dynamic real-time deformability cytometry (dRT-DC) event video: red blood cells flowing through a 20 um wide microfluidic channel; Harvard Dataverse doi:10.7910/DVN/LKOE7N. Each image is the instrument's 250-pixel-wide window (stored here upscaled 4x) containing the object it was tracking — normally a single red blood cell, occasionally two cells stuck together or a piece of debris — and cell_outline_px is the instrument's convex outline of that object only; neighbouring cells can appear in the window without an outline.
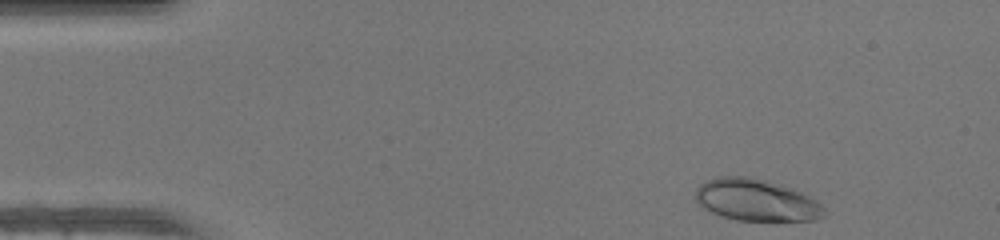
{"species": "human", "species_latin": "Homo sapiens", "temperature_condition": "warm", "stored_images_in_passage": 44, "camera_frame_rate_fps": 3000, "um_per_image_px": 0.085, "donor": {"sex": "female"}, "frame": {"image": 1, "passage_image": 1, "time_ms": 0.0, "image_size_px": [1000, 240], "cell_outline_px": [[828, 212], [824, 216], [816, 220], [736, 220], [720, 216], [704, 208], [696, 200], [696, 188], [700, 184], [708, 180], [720, 176], [748, 176], [780, 184], [792, 188], [816, 200]], "centroid_in_image_um": [64.29, 17.01], "position_along_channel_um": 20.7, "area_um2": 31.27}}
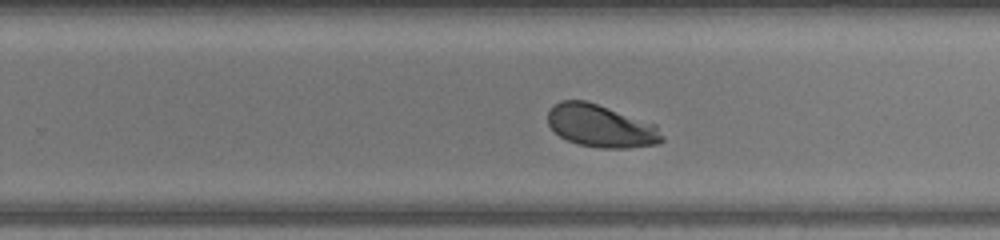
{"frame": {"image": 2, "passage_image": 26, "time_ms": 8.333, "image_size_px": [1000, 240], "cell_outline_px": [[664, 140], [660, 144], [628, 148], [600, 148], [576, 144], [560, 136], [548, 124], [548, 112], [560, 100], [584, 100], [656, 124], [664, 136]], "centroid_in_image_um": [51.11, 10.73], "position_along_channel_um": 278.7, "area_um2": 28.26}}
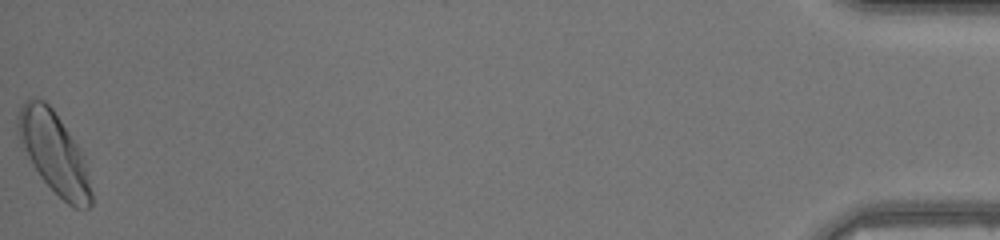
{"frame": {"image": 3, "passage_image": 44, "time_ms": 14.333, "image_size_px": [1000, 240], "cell_outline_px": [[92, 204], [88, 208], [72, 208], [40, 176], [32, 164], [20, 140], [16, 128], [16, 116], [24, 100], [44, 100], [52, 108], [84, 156], [92, 192]], "centroid_in_image_um": [4.6, 13.0], "position_along_channel_um": 430.6, "area_um2": 33.99}, "authors_computed_cell_mechanics": {"area_um2": 29.1601, "velocity_mm_per_s": 4.2477, "shape_relaxation_time_tau1_ms": 1.9935, "shape_relaxation_time_tau2_ms": null, "deformation_change_tau1": 0.1485, "deformation_change_tau2": null}}